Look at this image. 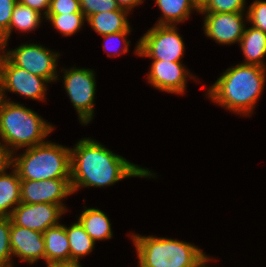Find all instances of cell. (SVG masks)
I'll list each match as a JSON object with an SVG mask.
<instances>
[{
    "label": "cell",
    "instance_id": "cell-16",
    "mask_svg": "<svg viewBox=\"0 0 266 267\" xmlns=\"http://www.w3.org/2000/svg\"><path fill=\"white\" fill-rule=\"evenodd\" d=\"M12 173L6 169L0 173V216L10 217L21 203V179L15 168Z\"/></svg>",
    "mask_w": 266,
    "mask_h": 267
},
{
    "label": "cell",
    "instance_id": "cell-11",
    "mask_svg": "<svg viewBox=\"0 0 266 267\" xmlns=\"http://www.w3.org/2000/svg\"><path fill=\"white\" fill-rule=\"evenodd\" d=\"M70 179L21 180V203H49L61 205L63 199L72 195Z\"/></svg>",
    "mask_w": 266,
    "mask_h": 267
},
{
    "label": "cell",
    "instance_id": "cell-24",
    "mask_svg": "<svg viewBox=\"0 0 266 267\" xmlns=\"http://www.w3.org/2000/svg\"><path fill=\"white\" fill-rule=\"evenodd\" d=\"M10 217L0 216V267L12 266V250L10 246Z\"/></svg>",
    "mask_w": 266,
    "mask_h": 267
},
{
    "label": "cell",
    "instance_id": "cell-9",
    "mask_svg": "<svg viewBox=\"0 0 266 267\" xmlns=\"http://www.w3.org/2000/svg\"><path fill=\"white\" fill-rule=\"evenodd\" d=\"M0 77L4 94L6 91L17 93L33 100H45L46 84L43 77L36 76L14 65L0 52Z\"/></svg>",
    "mask_w": 266,
    "mask_h": 267
},
{
    "label": "cell",
    "instance_id": "cell-34",
    "mask_svg": "<svg viewBox=\"0 0 266 267\" xmlns=\"http://www.w3.org/2000/svg\"><path fill=\"white\" fill-rule=\"evenodd\" d=\"M80 262H60L47 264V267H81Z\"/></svg>",
    "mask_w": 266,
    "mask_h": 267
},
{
    "label": "cell",
    "instance_id": "cell-22",
    "mask_svg": "<svg viewBox=\"0 0 266 267\" xmlns=\"http://www.w3.org/2000/svg\"><path fill=\"white\" fill-rule=\"evenodd\" d=\"M66 234L70 243V262H79L81 257L93 251L95 242L87 234L79 221L70 227H66Z\"/></svg>",
    "mask_w": 266,
    "mask_h": 267
},
{
    "label": "cell",
    "instance_id": "cell-37",
    "mask_svg": "<svg viewBox=\"0 0 266 267\" xmlns=\"http://www.w3.org/2000/svg\"><path fill=\"white\" fill-rule=\"evenodd\" d=\"M210 259L211 258H208L207 260H205L199 267H208V266H206V264Z\"/></svg>",
    "mask_w": 266,
    "mask_h": 267
},
{
    "label": "cell",
    "instance_id": "cell-18",
    "mask_svg": "<svg viewBox=\"0 0 266 267\" xmlns=\"http://www.w3.org/2000/svg\"><path fill=\"white\" fill-rule=\"evenodd\" d=\"M244 64L257 65L266 68L263 58L266 55V33L254 27L245 28L239 42Z\"/></svg>",
    "mask_w": 266,
    "mask_h": 267
},
{
    "label": "cell",
    "instance_id": "cell-2",
    "mask_svg": "<svg viewBox=\"0 0 266 267\" xmlns=\"http://www.w3.org/2000/svg\"><path fill=\"white\" fill-rule=\"evenodd\" d=\"M265 76L264 67L237 64L222 73L208 89V98L232 112L249 115L264 89Z\"/></svg>",
    "mask_w": 266,
    "mask_h": 267
},
{
    "label": "cell",
    "instance_id": "cell-13",
    "mask_svg": "<svg viewBox=\"0 0 266 267\" xmlns=\"http://www.w3.org/2000/svg\"><path fill=\"white\" fill-rule=\"evenodd\" d=\"M148 71V82L158 90L184 94L187 76H191L181 62L153 60Z\"/></svg>",
    "mask_w": 266,
    "mask_h": 267
},
{
    "label": "cell",
    "instance_id": "cell-30",
    "mask_svg": "<svg viewBox=\"0 0 266 267\" xmlns=\"http://www.w3.org/2000/svg\"><path fill=\"white\" fill-rule=\"evenodd\" d=\"M17 0H0V37L8 30Z\"/></svg>",
    "mask_w": 266,
    "mask_h": 267
},
{
    "label": "cell",
    "instance_id": "cell-36",
    "mask_svg": "<svg viewBox=\"0 0 266 267\" xmlns=\"http://www.w3.org/2000/svg\"><path fill=\"white\" fill-rule=\"evenodd\" d=\"M207 0H195L197 6L200 8Z\"/></svg>",
    "mask_w": 266,
    "mask_h": 267
},
{
    "label": "cell",
    "instance_id": "cell-20",
    "mask_svg": "<svg viewBox=\"0 0 266 267\" xmlns=\"http://www.w3.org/2000/svg\"><path fill=\"white\" fill-rule=\"evenodd\" d=\"M78 221L94 242L112 238L109 218L100 209L86 208L80 214Z\"/></svg>",
    "mask_w": 266,
    "mask_h": 267
},
{
    "label": "cell",
    "instance_id": "cell-27",
    "mask_svg": "<svg viewBox=\"0 0 266 267\" xmlns=\"http://www.w3.org/2000/svg\"><path fill=\"white\" fill-rule=\"evenodd\" d=\"M246 12V20L252 27L266 33V1L255 0Z\"/></svg>",
    "mask_w": 266,
    "mask_h": 267
},
{
    "label": "cell",
    "instance_id": "cell-31",
    "mask_svg": "<svg viewBox=\"0 0 266 267\" xmlns=\"http://www.w3.org/2000/svg\"><path fill=\"white\" fill-rule=\"evenodd\" d=\"M51 0H17L18 3L29 6L32 9L40 12L41 14L44 13L45 17L48 14L49 7H50ZM45 10L44 12H42Z\"/></svg>",
    "mask_w": 266,
    "mask_h": 267
},
{
    "label": "cell",
    "instance_id": "cell-7",
    "mask_svg": "<svg viewBox=\"0 0 266 267\" xmlns=\"http://www.w3.org/2000/svg\"><path fill=\"white\" fill-rule=\"evenodd\" d=\"M63 83L80 122L87 125L93 118L94 97L96 91L95 73L85 68L63 70Z\"/></svg>",
    "mask_w": 266,
    "mask_h": 267
},
{
    "label": "cell",
    "instance_id": "cell-29",
    "mask_svg": "<svg viewBox=\"0 0 266 267\" xmlns=\"http://www.w3.org/2000/svg\"><path fill=\"white\" fill-rule=\"evenodd\" d=\"M81 12L80 0H51L48 14Z\"/></svg>",
    "mask_w": 266,
    "mask_h": 267
},
{
    "label": "cell",
    "instance_id": "cell-33",
    "mask_svg": "<svg viewBox=\"0 0 266 267\" xmlns=\"http://www.w3.org/2000/svg\"><path fill=\"white\" fill-rule=\"evenodd\" d=\"M117 4L120 8L125 9L127 11H131L135 6L143 3V0H116Z\"/></svg>",
    "mask_w": 266,
    "mask_h": 267
},
{
    "label": "cell",
    "instance_id": "cell-4",
    "mask_svg": "<svg viewBox=\"0 0 266 267\" xmlns=\"http://www.w3.org/2000/svg\"><path fill=\"white\" fill-rule=\"evenodd\" d=\"M138 267H199L209 257L195 245L165 237L132 233Z\"/></svg>",
    "mask_w": 266,
    "mask_h": 267
},
{
    "label": "cell",
    "instance_id": "cell-32",
    "mask_svg": "<svg viewBox=\"0 0 266 267\" xmlns=\"http://www.w3.org/2000/svg\"><path fill=\"white\" fill-rule=\"evenodd\" d=\"M9 167L11 168V154L0 142V173Z\"/></svg>",
    "mask_w": 266,
    "mask_h": 267
},
{
    "label": "cell",
    "instance_id": "cell-6",
    "mask_svg": "<svg viewBox=\"0 0 266 267\" xmlns=\"http://www.w3.org/2000/svg\"><path fill=\"white\" fill-rule=\"evenodd\" d=\"M184 48L176 25L155 24L139 39L135 54L153 60L181 62Z\"/></svg>",
    "mask_w": 266,
    "mask_h": 267
},
{
    "label": "cell",
    "instance_id": "cell-35",
    "mask_svg": "<svg viewBox=\"0 0 266 267\" xmlns=\"http://www.w3.org/2000/svg\"><path fill=\"white\" fill-rule=\"evenodd\" d=\"M7 99L5 98L4 90H3V84L0 77V109L2 108V105Z\"/></svg>",
    "mask_w": 266,
    "mask_h": 267
},
{
    "label": "cell",
    "instance_id": "cell-26",
    "mask_svg": "<svg viewBox=\"0 0 266 267\" xmlns=\"http://www.w3.org/2000/svg\"><path fill=\"white\" fill-rule=\"evenodd\" d=\"M119 8L116 0H80V9L86 19L92 14L115 11Z\"/></svg>",
    "mask_w": 266,
    "mask_h": 267
},
{
    "label": "cell",
    "instance_id": "cell-5",
    "mask_svg": "<svg viewBox=\"0 0 266 267\" xmlns=\"http://www.w3.org/2000/svg\"><path fill=\"white\" fill-rule=\"evenodd\" d=\"M11 167L21 180L70 179L71 151L68 147L45 141L11 156Z\"/></svg>",
    "mask_w": 266,
    "mask_h": 267
},
{
    "label": "cell",
    "instance_id": "cell-17",
    "mask_svg": "<svg viewBox=\"0 0 266 267\" xmlns=\"http://www.w3.org/2000/svg\"><path fill=\"white\" fill-rule=\"evenodd\" d=\"M129 11L119 8L115 11H106L92 14L86 21L101 36L120 31H131L130 23L127 20Z\"/></svg>",
    "mask_w": 266,
    "mask_h": 267
},
{
    "label": "cell",
    "instance_id": "cell-19",
    "mask_svg": "<svg viewBox=\"0 0 266 267\" xmlns=\"http://www.w3.org/2000/svg\"><path fill=\"white\" fill-rule=\"evenodd\" d=\"M41 15L44 14L17 2L13 8L8 30L0 37V48L6 47L13 28L22 33L36 29L42 22Z\"/></svg>",
    "mask_w": 266,
    "mask_h": 267
},
{
    "label": "cell",
    "instance_id": "cell-15",
    "mask_svg": "<svg viewBox=\"0 0 266 267\" xmlns=\"http://www.w3.org/2000/svg\"><path fill=\"white\" fill-rule=\"evenodd\" d=\"M46 265L51 263L70 262V243L66 226L58 224L43 233Z\"/></svg>",
    "mask_w": 266,
    "mask_h": 267
},
{
    "label": "cell",
    "instance_id": "cell-25",
    "mask_svg": "<svg viewBox=\"0 0 266 267\" xmlns=\"http://www.w3.org/2000/svg\"><path fill=\"white\" fill-rule=\"evenodd\" d=\"M246 0H207L199 12L234 13L245 11Z\"/></svg>",
    "mask_w": 266,
    "mask_h": 267
},
{
    "label": "cell",
    "instance_id": "cell-10",
    "mask_svg": "<svg viewBox=\"0 0 266 267\" xmlns=\"http://www.w3.org/2000/svg\"><path fill=\"white\" fill-rule=\"evenodd\" d=\"M65 210L61 205L49 203H20L10 215L11 221L20 227L44 233L58 225Z\"/></svg>",
    "mask_w": 266,
    "mask_h": 267
},
{
    "label": "cell",
    "instance_id": "cell-28",
    "mask_svg": "<svg viewBox=\"0 0 266 267\" xmlns=\"http://www.w3.org/2000/svg\"><path fill=\"white\" fill-rule=\"evenodd\" d=\"M129 33H130V31H120L117 33H111V34L102 36L104 38V41H105V44L102 47H103V49H105V51L107 50L106 51L107 53H110V54H108L109 57H111L112 55L118 56L122 53H127L129 51L128 48H129L130 41H128L126 39V36L129 35ZM116 40H118L119 43L120 42L124 43V46L122 47L123 49H121V51L118 50L119 48L115 47V49H114L111 46L112 43L114 44V42H111V41H116ZM110 48H112V49H110Z\"/></svg>",
    "mask_w": 266,
    "mask_h": 267
},
{
    "label": "cell",
    "instance_id": "cell-12",
    "mask_svg": "<svg viewBox=\"0 0 266 267\" xmlns=\"http://www.w3.org/2000/svg\"><path fill=\"white\" fill-rule=\"evenodd\" d=\"M204 14V32L207 37L219 44L240 42L245 30L243 12L219 13L199 12Z\"/></svg>",
    "mask_w": 266,
    "mask_h": 267
},
{
    "label": "cell",
    "instance_id": "cell-23",
    "mask_svg": "<svg viewBox=\"0 0 266 267\" xmlns=\"http://www.w3.org/2000/svg\"><path fill=\"white\" fill-rule=\"evenodd\" d=\"M49 20L54 28L63 36L75 34L84 25L86 20L82 12L68 14H47L45 17Z\"/></svg>",
    "mask_w": 266,
    "mask_h": 267
},
{
    "label": "cell",
    "instance_id": "cell-1",
    "mask_svg": "<svg viewBox=\"0 0 266 267\" xmlns=\"http://www.w3.org/2000/svg\"><path fill=\"white\" fill-rule=\"evenodd\" d=\"M70 151L73 193L81 187L111 186L127 177L154 176L90 138L79 140Z\"/></svg>",
    "mask_w": 266,
    "mask_h": 267
},
{
    "label": "cell",
    "instance_id": "cell-3",
    "mask_svg": "<svg viewBox=\"0 0 266 267\" xmlns=\"http://www.w3.org/2000/svg\"><path fill=\"white\" fill-rule=\"evenodd\" d=\"M36 112L22 104L6 100L0 109V138L11 156L22 147L30 148L45 142L53 131ZM11 147V148H10Z\"/></svg>",
    "mask_w": 266,
    "mask_h": 267
},
{
    "label": "cell",
    "instance_id": "cell-14",
    "mask_svg": "<svg viewBox=\"0 0 266 267\" xmlns=\"http://www.w3.org/2000/svg\"><path fill=\"white\" fill-rule=\"evenodd\" d=\"M10 246L12 255L21 261L36 263L40 258L45 261L43 233L15 225L11 221Z\"/></svg>",
    "mask_w": 266,
    "mask_h": 267
},
{
    "label": "cell",
    "instance_id": "cell-8",
    "mask_svg": "<svg viewBox=\"0 0 266 267\" xmlns=\"http://www.w3.org/2000/svg\"><path fill=\"white\" fill-rule=\"evenodd\" d=\"M16 66L46 79L49 83L58 79L57 58L60 53L52 52L40 44H22L14 50L0 51ZM5 52V53H4Z\"/></svg>",
    "mask_w": 266,
    "mask_h": 267
},
{
    "label": "cell",
    "instance_id": "cell-21",
    "mask_svg": "<svg viewBox=\"0 0 266 267\" xmlns=\"http://www.w3.org/2000/svg\"><path fill=\"white\" fill-rule=\"evenodd\" d=\"M157 6L162 12L159 25H177L176 23L184 22L189 18L192 10L199 12L195 0H155Z\"/></svg>",
    "mask_w": 266,
    "mask_h": 267
}]
</instances>
